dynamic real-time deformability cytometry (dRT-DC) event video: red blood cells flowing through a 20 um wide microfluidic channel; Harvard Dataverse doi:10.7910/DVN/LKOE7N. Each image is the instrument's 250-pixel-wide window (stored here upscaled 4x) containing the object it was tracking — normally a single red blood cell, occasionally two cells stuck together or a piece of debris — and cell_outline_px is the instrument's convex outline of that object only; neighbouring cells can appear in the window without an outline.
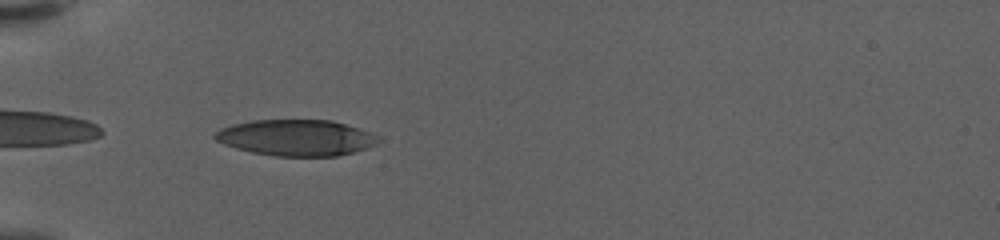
{"species": "human", "species_latin": "Homo sapiens", "temperature_condition": "warm", "stored_images_in_passage": 40, "camera_frame_rate_fps": 3000, "um_per_image_px": 0.085, "donor": {"sex": "female"}, "frame": {"image": 1, "passage_image": 1, "time_ms": 0.0, "image_size_px": [1000, 240], "cell_outline_px": [[380, 140], [376, 144], [352, 152], [336, 156], [276, 156], [252, 152], [236, 148], [224, 144], [216, 140], [212, 136], [220, 128], [232, 124], [252, 120], [332, 120], [360, 128], [380, 136]], "centroid_in_image_um": [25.17, 11.69], "position_along_channel_um": 59.8, "area_um2": 34.39}}
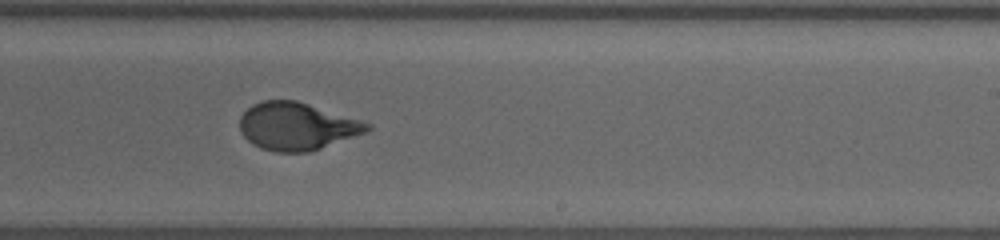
{"frame": {"image": 2, "passage_image": 19, "time_ms": 6.0, "image_size_px": [1000, 240], "cell_outline_px": [[372, 128], [364, 132], [320, 148], [308, 152], [276, 152], [260, 148], [252, 144], [240, 132], [240, 116], [252, 104], [260, 100], [296, 100], [360, 120], [372, 124]], "centroid_in_image_um": [25.18, 10.72], "position_along_channel_um": 263.8, "area_um2": 35.03}}
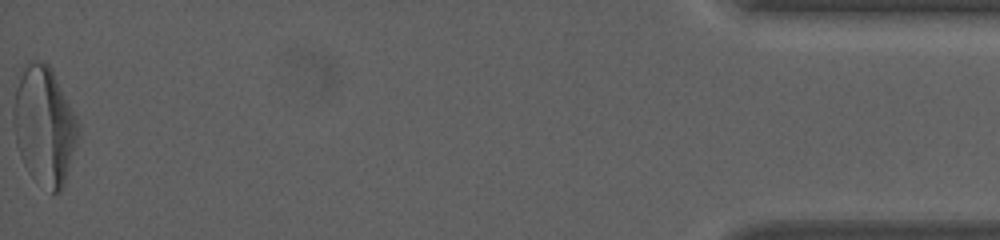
{"frame": {"image": 3, "passage_image": 40, "time_ms": 13.0, "image_size_px": [1000, 240], "cell_outline_px": [[80, 136], [64, 184], [60, 192], [52, 192], [24, 164], [20, 156], [16, 144], [12, 124], [12, 108], [16, 88], [24, 64], [28, 60], [44, 60], [52, 68], [80, 124]], "centroid_in_image_um": [3.78, 10.6], "position_along_channel_um": 431.4, "area_um2": 44.8}, "authors_computed_cell_mechanics": {"area_um2": 36.0672, "velocity_mm_per_s": 3.5941, "shape_relaxation_time_tau1_ms": 4.0665, "shape_relaxation_time_tau2_ms": null, "deformation_change_tau1": 0.2347, "deformation_change_tau2": null}}